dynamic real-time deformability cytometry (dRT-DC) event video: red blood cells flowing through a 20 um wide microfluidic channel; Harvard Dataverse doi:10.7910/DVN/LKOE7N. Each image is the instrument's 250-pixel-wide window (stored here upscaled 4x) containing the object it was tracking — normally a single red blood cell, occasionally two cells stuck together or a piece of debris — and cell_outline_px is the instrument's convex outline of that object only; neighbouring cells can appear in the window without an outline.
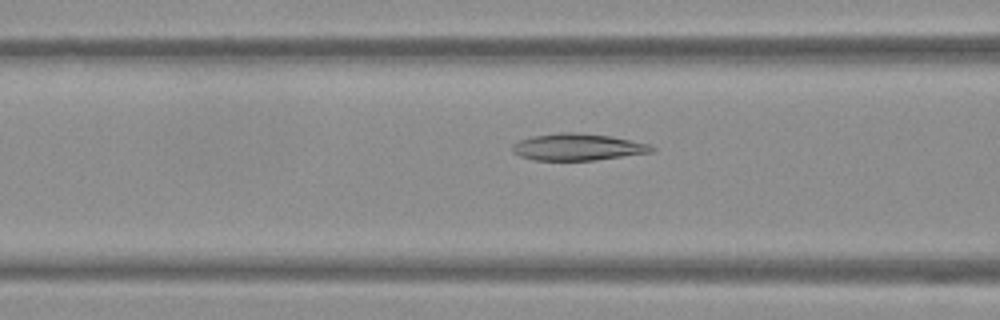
{"species": "Egyptian fruit bat (a non-hibernating species)", "species_latin": "Rousettus aegyptiacus", "temperature_condition": "warm", "stored_images_in_passage": 53, "camera_frame_rate_fps": 3000, "um_per_image_px": 0.085, "frame": {"image": 1, "passage_image": 21, "time_ms": 6.667, "image_size_px": [1000, 320], "cell_outline_px": [[656, 148], [652, 152], [596, 160], [532, 160], [520, 156], [512, 152], [512, 144], [520, 140], [532, 136], [560, 132], [576, 132], [612, 136], [648, 144]], "centroid_in_image_um": [49.08, 12.49], "position_along_channel_um": 117.5, "area_um2": 21.79}}
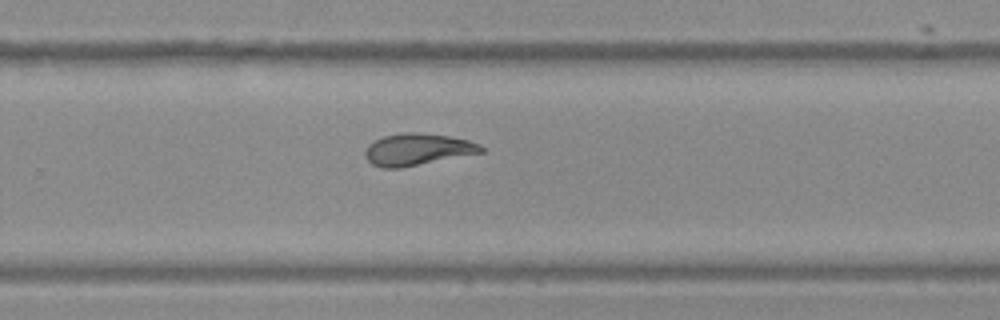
{"frame": {"image": 2, "passage_image": 35, "time_ms": 11.333, "image_size_px": [1000, 320], "cell_outline_px": [[484, 152], [400, 168], [380, 168], [372, 164], [364, 156], [364, 152], [368, 144], [384, 136], [404, 132], [420, 132], [448, 136], [468, 140], [480, 144], [484, 148]], "centroid_in_image_um": [35.47, 12.7], "position_along_channel_um": 294.3, "area_um2": 21.56}}
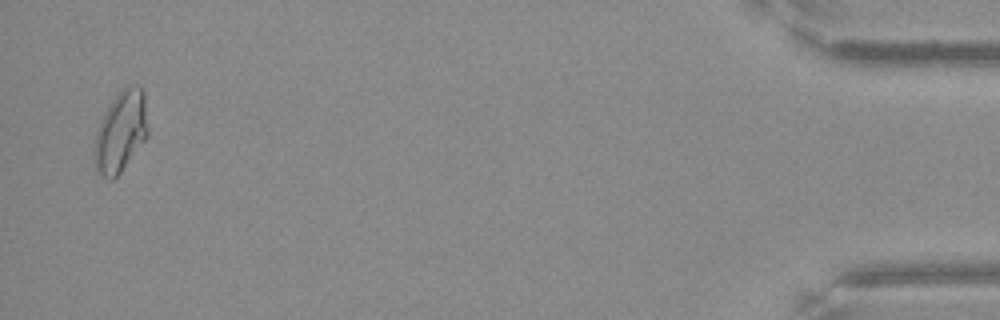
{"frame": {"image": 3, "passage_image": 52, "time_ms": 17.0, "image_size_px": [1000, 320], "cell_outline_px": [[148, 136], [120, 172], [112, 180], [108, 180], [96, 172], [92, 160], [96, 132], [100, 120], [104, 112], [112, 100], [128, 84], [136, 84], [144, 92], [148, 128]], "centroid_in_image_um": [10.24, 11.21], "position_along_channel_um": 425.0, "area_um2": 25.49}, "authors_computed_cell_mechanics": {"area_um2": 22.1952, "velocity_mm_per_s": 3.7887, "shape_relaxation_time_tau1_ms": 11.1648, "shape_relaxation_time_tau2_ms": 2.7904, "deformation_change_tau1": 0.2522, "deformation_change_tau2": 0.0779}}